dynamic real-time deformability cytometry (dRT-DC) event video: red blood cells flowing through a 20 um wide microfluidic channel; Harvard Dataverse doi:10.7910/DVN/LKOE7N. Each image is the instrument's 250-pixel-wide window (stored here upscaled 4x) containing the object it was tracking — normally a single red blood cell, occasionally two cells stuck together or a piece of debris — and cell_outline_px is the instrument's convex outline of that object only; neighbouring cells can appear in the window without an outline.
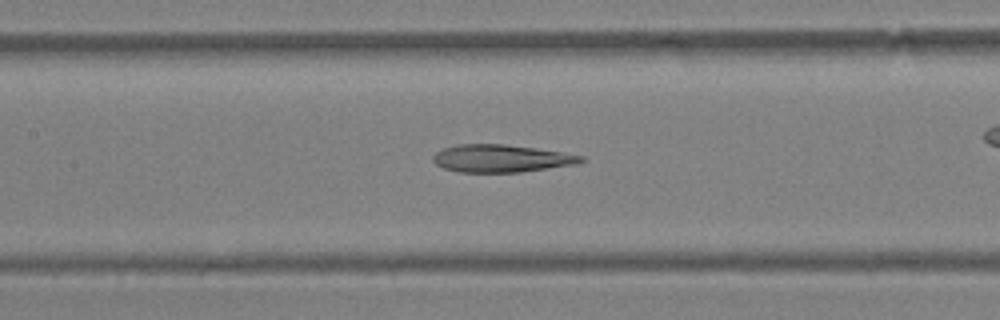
{"species": "Egyptian fruit bat (a non-hibernating species)", "species_latin": "Rousettus aegyptiacus", "temperature_condition": "warm", "stored_images_in_passage": 44, "camera_frame_rate_fps": 3000, "um_per_image_px": 0.085, "animal": {"sex": "female"}, "frame": {"image": 1, "passage_image": 26, "time_ms": 8.333, "image_size_px": [1000, 320], "cell_outline_px": [[584, 160], [576, 164], [520, 172], [460, 172], [444, 168], [436, 164], [432, 160], [432, 156], [436, 152], [444, 148], [456, 144], [504, 144], [536, 148], [584, 156]], "centroid_in_image_um": [42.57, 13.46], "position_along_channel_um": 164.8, "area_um2": 23.64}}
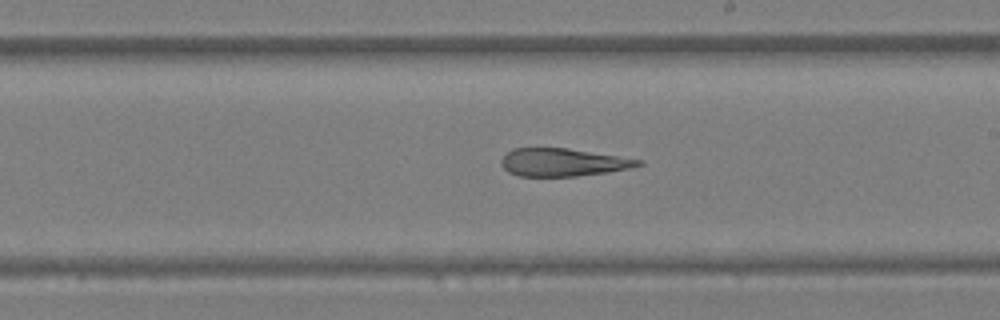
{"frame": {"image": 2, "passage_image": 32, "time_ms": 10.333, "image_size_px": [1000, 320], "cell_outline_px": [[644, 164], [632, 168], [608, 172], [576, 176], [520, 176], [508, 172], [500, 164], [500, 160], [512, 148], [568, 148], [644, 160]], "centroid_in_image_um": [47.87, 13.79], "position_along_channel_um": 241.1, "area_um2": 22.31}}
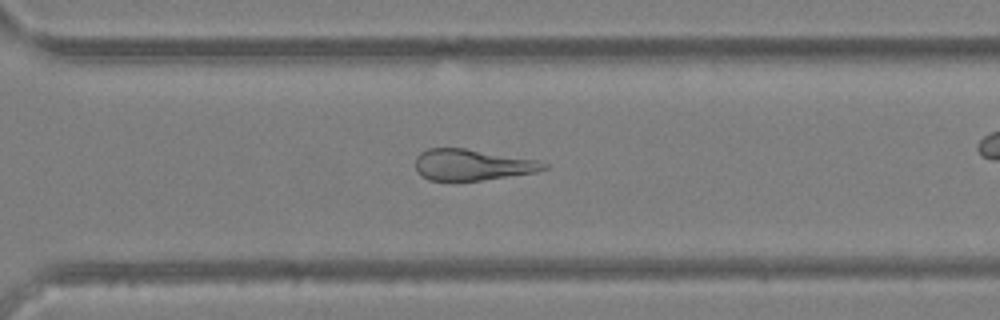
{"frame": {"image": 3, "passage_image": 39, "time_ms": 12.667, "image_size_px": [1000, 320], "cell_outline_px": [[548, 168], [536, 172], [480, 180], [428, 180], [420, 176], [416, 168], [416, 156], [420, 152], [428, 148], [464, 148], [536, 160], [548, 164]], "centroid_in_image_um": [40.1, 14.0], "position_along_channel_um": 330.5, "area_um2": 23.06}}